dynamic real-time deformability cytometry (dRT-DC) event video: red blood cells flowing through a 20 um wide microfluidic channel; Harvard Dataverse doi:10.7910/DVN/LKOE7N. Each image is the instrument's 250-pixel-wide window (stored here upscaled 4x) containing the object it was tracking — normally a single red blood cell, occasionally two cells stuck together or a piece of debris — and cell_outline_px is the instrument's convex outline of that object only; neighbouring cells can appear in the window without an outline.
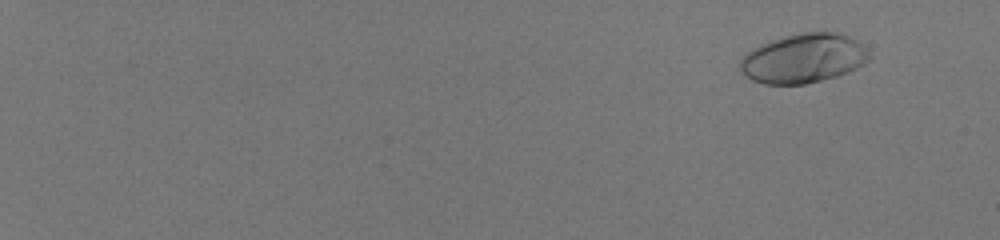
{"species": "human", "species_latin": "Homo sapiens", "temperature_condition": "room temperature", "stored_images_in_passage": 59, "camera_frame_rate_fps": 3000, "um_per_image_px": 0.085, "donor": {"sex": "male"}, "frame": {"image": 1, "passage_image": 7, "time_ms": 2.0, "image_size_px": [1000, 240], "cell_outline_px": [[872, 56], [864, 64], [848, 72], [836, 76], [804, 84], [764, 84], [752, 80], [740, 68], [740, 60], [752, 48], [772, 40], [784, 36], [800, 32], [832, 32], [856, 40]], "centroid_in_image_um": [68.29, 4.96], "position_along_channel_um": 16.7, "area_um2": 36.59}}
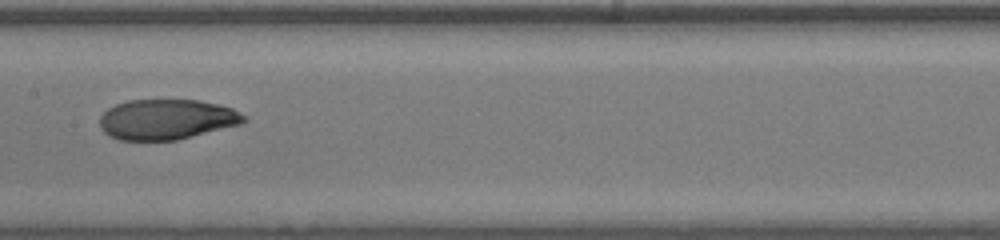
{"frame": {"image": 2, "passage_image": 38, "time_ms": 12.333, "image_size_px": [1000, 240], "cell_outline_px": [[248, 120], [240, 124], [176, 140], [120, 140], [108, 136], [100, 128], [100, 116], [108, 108], [116, 104], [128, 100], [200, 100], [232, 108], [248, 116]], "centroid_in_image_um": [14.16, 10.14], "position_along_channel_um": 193.2, "area_um2": 33.87}}
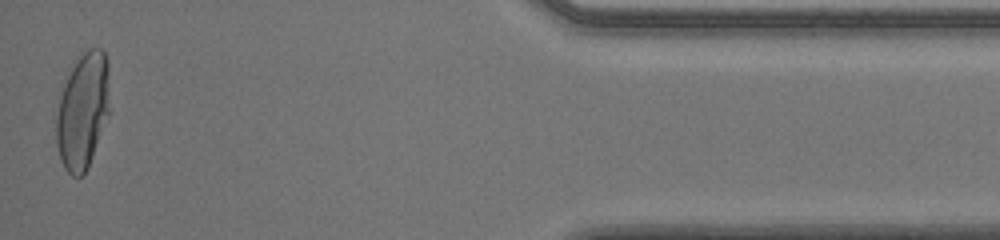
{"frame": {"image": 3, "passage_image": 59, "time_ms": 19.333, "image_size_px": [1000, 240], "cell_outline_px": [[108, 116], [88, 168], [84, 176], [72, 176], [64, 168], [60, 160], [56, 144], [56, 116], [60, 84], [76, 56], [80, 52], [88, 48], [100, 48], [104, 52], [108, 64]], "centroid_in_image_um": [6.98, 9.37], "position_along_channel_um": 428.2, "area_um2": 37.11}, "authors_computed_cell_mechanics": {"area_um2": 34.6222, "velocity_mm_per_s": 4.0444, "shape_relaxation_time_tau1_ms": 7.0924, "shape_relaxation_time_tau2_ms": 0.9512, "deformation_change_tau1": 0.272, "deformation_change_tau2": 0.0538}}